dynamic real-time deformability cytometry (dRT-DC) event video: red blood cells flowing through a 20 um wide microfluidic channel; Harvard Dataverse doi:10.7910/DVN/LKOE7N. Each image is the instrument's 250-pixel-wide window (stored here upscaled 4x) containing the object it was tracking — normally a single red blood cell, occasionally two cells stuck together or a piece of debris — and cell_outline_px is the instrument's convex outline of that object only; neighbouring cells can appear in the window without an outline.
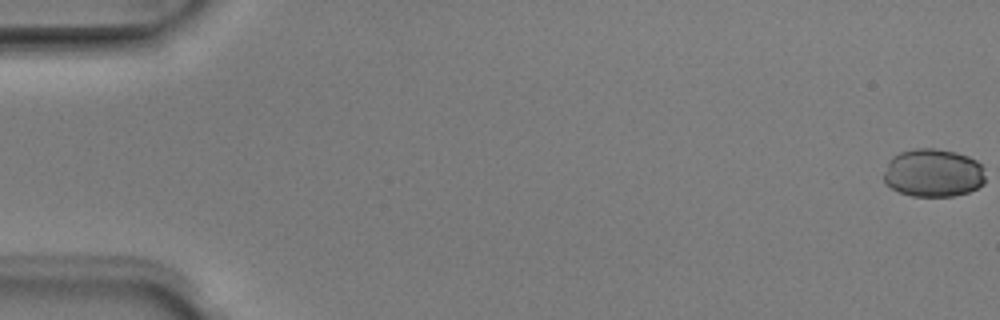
{"species": "Egyptian fruit bat (a non-hibernating species)", "species_latin": "Rousettus aegyptiacus", "temperature_condition": "room temperature", "stored_images_in_passage": 8, "camera_frame_rate_fps": 3000, "um_per_image_px": 0.085, "animal": {"sex": "male"}, "frame": {"image": 1, "passage_image": 1, "time_ms": 0.0, "image_size_px": [1000, 320], "cell_outline_px": [[984, 184], [968, 192], [952, 196], [912, 196], [900, 192], [884, 184], [884, 172], [888, 160], [892, 156], [900, 152], [912, 148], [936, 148], [956, 152], [968, 156], [976, 160], [984, 168]], "centroid_in_image_um": [79.3, 14.68], "position_along_channel_um": 5.7, "area_um2": 28.78}}
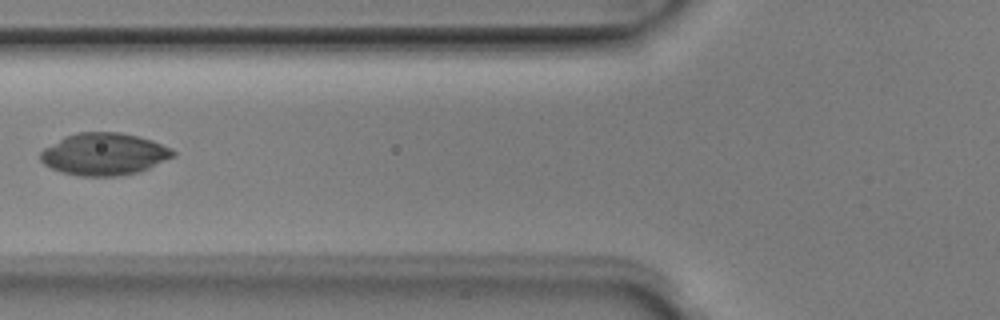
{"frame": {"image": 2, "passage_image": 6, "time_ms": 1.667, "image_size_px": [1000, 320], "cell_outline_px": [[176, 156], [148, 168], [136, 172], [120, 176], [80, 176], [60, 172], [44, 164], [40, 160], [40, 152], [44, 148], [64, 136], [80, 132], [120, 132], [152, 140], [172, 148], [176, 152]], "centroid_in_image_um": [8.85, 13.1], "position_along_channel_um": 116.9, "area_um2": 32.66}}
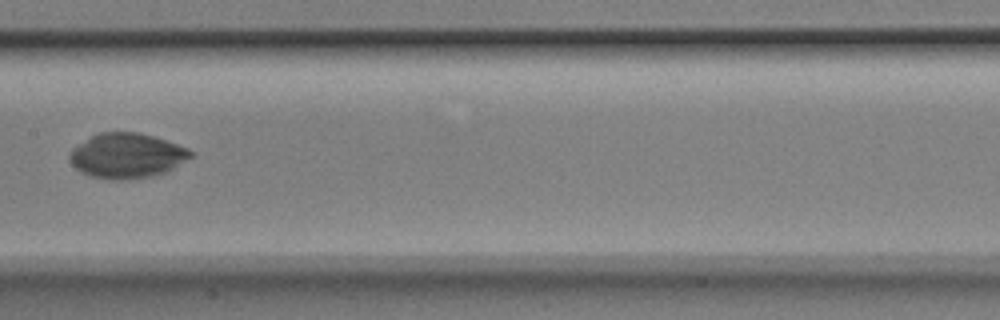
{"frame": {"image": 3, "passage_image": 8, "time_ms": 2.333, "image_size_px": [1000, 320], "cell_outline_px": [[196, 156], [164, 172], [152, 176], [120, 180], [112, 180], [88, 176], [80, 172], [68, 160], [68, 156], [72, 148], [92, 136], [100, 132], [140, 132], [188, 148]], "centroid_in_image_um": [10.76, 13.24], "position_along_channel_um": 196.6, "area_um2": 31.73}}